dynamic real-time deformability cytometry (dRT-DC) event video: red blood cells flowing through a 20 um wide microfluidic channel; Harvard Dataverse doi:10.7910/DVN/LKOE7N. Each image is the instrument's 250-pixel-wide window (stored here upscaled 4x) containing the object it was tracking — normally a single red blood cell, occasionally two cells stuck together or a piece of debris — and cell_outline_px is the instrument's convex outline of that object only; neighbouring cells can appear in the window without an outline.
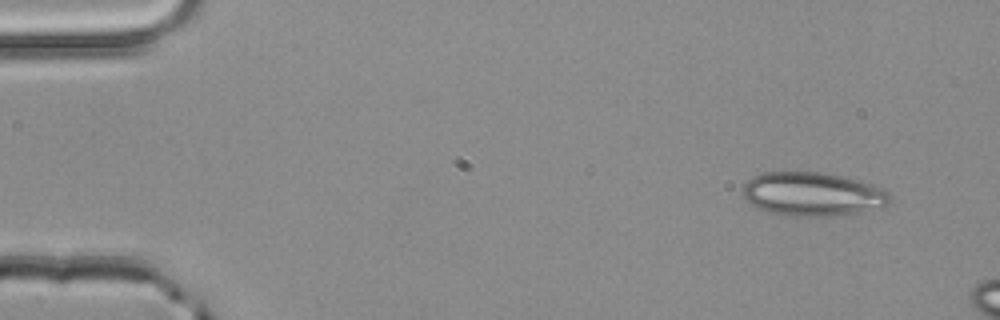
{"species": "common noctule bat (a hibernating species)", "species_latin": "Nyctalus noctula", "temperature_condition": "room temperature", "stored_images_in_passage": 3, "camera_frame_rate_fps": 3000, "um_per_image_px": 0.085, "animal": {"sex": "male", "body_mass_g": 20.4}, "frame": {"image": 1, "passage_image": 1, "time_ms": 0.0, "image_size_px": [1000, 320], "cell_outline_px": [[892, 200], [884, 208], [840, 216], [784, 216], [768, 212], [752, 204], [740, 192], [744, 184], [748, 180], [764, 172], [820, 172], [840, 176], [888, 188], [892, 196]], "centroid_in_image_um": [69.15, 16.52], "position_along_channel_um": 15.8, "area_um2": 38.09}}